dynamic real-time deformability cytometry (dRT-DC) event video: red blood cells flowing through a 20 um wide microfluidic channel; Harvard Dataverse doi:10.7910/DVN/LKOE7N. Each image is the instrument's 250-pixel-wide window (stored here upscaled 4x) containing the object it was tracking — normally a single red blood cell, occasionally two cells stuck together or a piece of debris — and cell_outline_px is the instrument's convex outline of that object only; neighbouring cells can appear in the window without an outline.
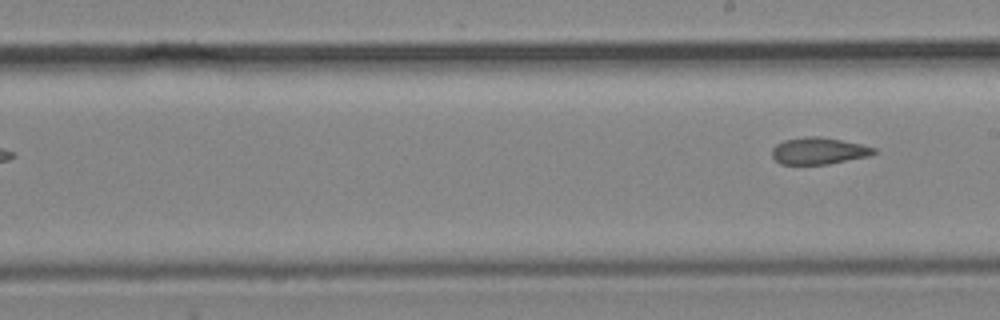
{"species": "common noctule bat (a hibernating species)", "species_latin": "Nyctalus noctula", "temperature_condition": "cold", "stored_images_in_passage": 8, "segment_of_instrument_passage": [2, 2], "camera_frame_rate_fps": 3000, "um_per_image_px": 0.085, "animal": {"sex": "male", "body_mass_g": 19.2, "forearm_length_mm": 51.8}, "frame": {"image": 1, "passage_image": 8, "time_ms": 2.333, "image_size_px": [1000, 320], "cell_outline_px": [[876, 152], [868, 156], [828, 164], [780, 164], [772, 156], [772, 148], [776, 144], [784, 140], [804, 136], [820, 136], [860, 144], [876, 148]], "centroid_in_image_um": [69.56, 12.82], "position_along_channel_um": 219.4, "area_um2": 15.84}}